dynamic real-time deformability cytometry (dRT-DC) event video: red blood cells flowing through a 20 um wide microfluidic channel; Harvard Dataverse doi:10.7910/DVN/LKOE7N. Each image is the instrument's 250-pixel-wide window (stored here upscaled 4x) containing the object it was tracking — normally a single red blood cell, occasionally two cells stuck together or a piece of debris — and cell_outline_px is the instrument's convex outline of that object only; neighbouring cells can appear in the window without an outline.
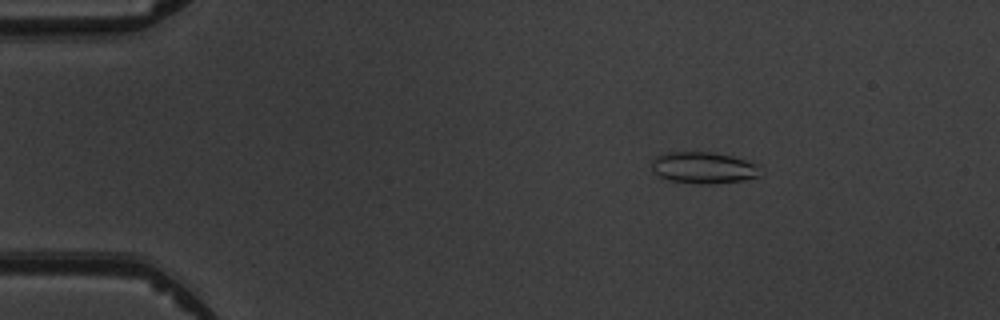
{"species": "common noctule bat (a hibernating species)", "species_latin": "Nyctalus noctula", "temperature_condition": "warm", "stored_images_in_passage": 3, "camera_frame_rate_fps": 3000, "um_per_image_px": 0.085, "animal": {"sex": "male", "body_mass_g": 19.5, "forearm_length_mm": 54.6}, "frame": {"image": 1, "passage_image": 1, "time_ms": 0.0, "image_size_px": [1000, 320], "cell_outline_px": [[760, 176], [744, 180], [712, 184], [700, 184], [668, 180], [652, 172], [652, 160], [656, 156], [668, 152], [712, 152], [732, 156], [760, 164]], "centroid_in_image_um": [59.82, 14.26], "position_along_channel_um": 25.2, "area_um2": 20.17}}